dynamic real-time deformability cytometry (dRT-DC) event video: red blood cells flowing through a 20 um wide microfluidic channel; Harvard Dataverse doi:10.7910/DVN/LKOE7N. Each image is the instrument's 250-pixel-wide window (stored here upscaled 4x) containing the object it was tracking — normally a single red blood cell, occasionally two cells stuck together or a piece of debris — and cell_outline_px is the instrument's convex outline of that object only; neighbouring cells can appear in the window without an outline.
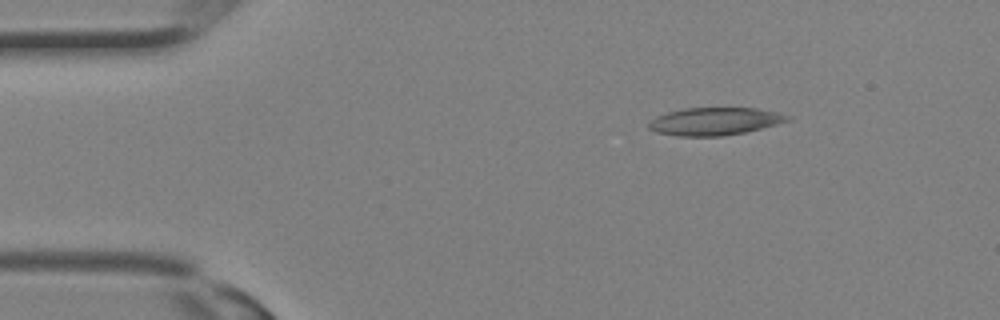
{"species": "Egyptian fruit bat (a non-hibernating species)", "species_latin": "Rousettus aegyptiacus", "temperature_condition": "room temperature", "stored_images_in_passage": 27, "camera_frame_rate_fps": 3000, "um_per_image_px": 0.085, "animal": {"sex": "female"}, "frame": {"image": 1, "passage_image": 1, "time_ms": 0.0, "image_size_px": [1000, 320], "cell_outline_px": [[792, 120], [744, 132], [720, 136], [676, 136], [656, 132], [648, 128], [648, 124], [656, 116], [668, 112], [684, 108], [756, 108], [776, 112], [792, 116]], "centroid_in_image_um": [60.75, 10.31], "position_along_channel_um": 24.3, "area_um2": 22.25}}
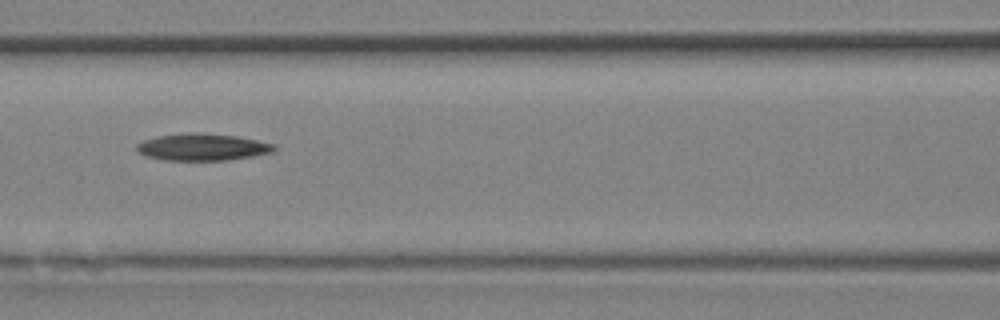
{"frame": {"image": 2, "passage_image": 10, "time_ms": 3.0, "image_size_px": [1000, 320], "cell_outline_px": [[276, 148], [272, 152], [252, 156], [228, 160], [164, 160], [148, 156], [140, 152], [136, 148], [136, 144], [144, 140], [160, 136], [236, 136], [256, 140], [272, 144]], "centroid_in_image_um": [17.23, 12.56], "position_along_channel_um": 149.4, "area_um2": 20.06}}
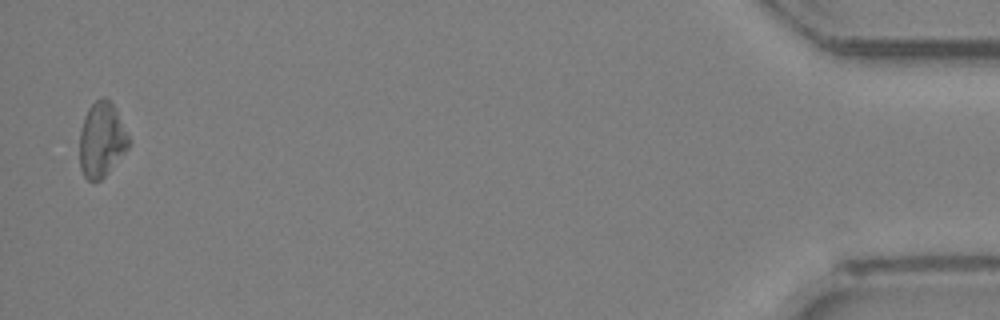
{"frame": {"image": 3, "passage_image": 27, "time_ms": 8.667, "image_size_px": [1000, 320], "cell_outline_px": [[132, 140], [128, 148], [104, 176], [100, 180], [88, 180], [84, 176], [80, 168], [80, 128], [84, 116], [88, 108], [100, 96], [104, 96], [116, 108]], "centroid_in_image_um": [8.65, 11.84], "position_along_channel_um": 426.5, "area_um2": 21.56}}